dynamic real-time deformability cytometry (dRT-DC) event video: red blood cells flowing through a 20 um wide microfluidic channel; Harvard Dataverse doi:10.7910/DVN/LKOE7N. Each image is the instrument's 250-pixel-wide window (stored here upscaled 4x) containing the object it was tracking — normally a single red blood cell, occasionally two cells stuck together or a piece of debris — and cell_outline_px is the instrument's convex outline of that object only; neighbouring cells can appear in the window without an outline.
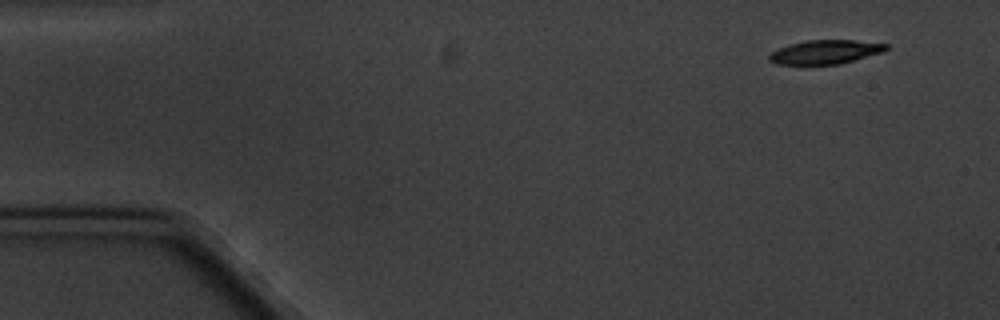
{"species": "common noctule bat (a hibernating species)", "species_latin": "Nyctalus noctula", "temperature_condition": "cold", "stored_images_in_passage": 7, "camera_frame_rate_fps": 3000, "um_per_image_px": 0.085, "animal": {"sex": "male", "body_mass_g": 20.1, "forearm_length_mm": 53.5}, "frame": {"image": 1, "passage_image": 1, "time_ms": 0.0, "image_size_px": [1000, 320], "cell_outline_px": [[888, 48], [884, 52], [840, 64], [808, 68], [776, 64], [768, 60], [768, 56], [772, 52], [780, 48], [792, 44], [808, 40], [856, 40], [888, 44]], "centroid_in_image_um": [70.11, 4.48], "position_along_channel_um": 14.9, "area_um2": 17.11}}
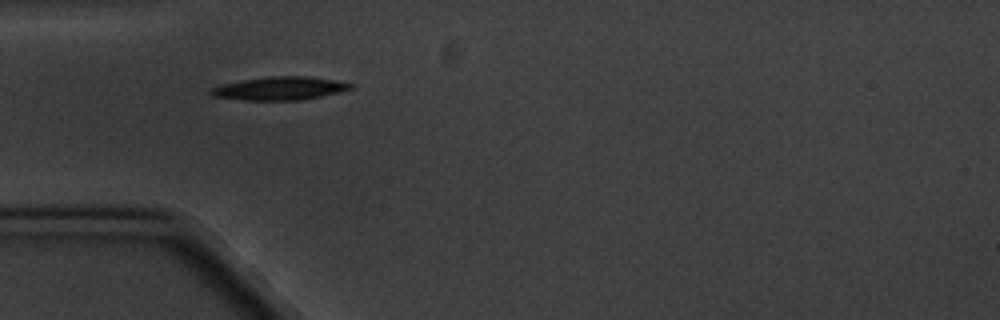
{"frame": {"image": 2, "passage_image": 5, "time_ms": 4.333, "image_size_px": [1000, 320], "cell_outline_px": [[356, 84], [352, 88], [320, 96], [300, 100], [244, 100], [212, 96], [208, 92], [208, 88], [220, 84], [240, 80], [268, 76], [308, 76], [336, 80]], "centroid_in_image_um": [23.71, 7.5], "position_along_channel_um": 61.3, "area_um2": 19.07}}